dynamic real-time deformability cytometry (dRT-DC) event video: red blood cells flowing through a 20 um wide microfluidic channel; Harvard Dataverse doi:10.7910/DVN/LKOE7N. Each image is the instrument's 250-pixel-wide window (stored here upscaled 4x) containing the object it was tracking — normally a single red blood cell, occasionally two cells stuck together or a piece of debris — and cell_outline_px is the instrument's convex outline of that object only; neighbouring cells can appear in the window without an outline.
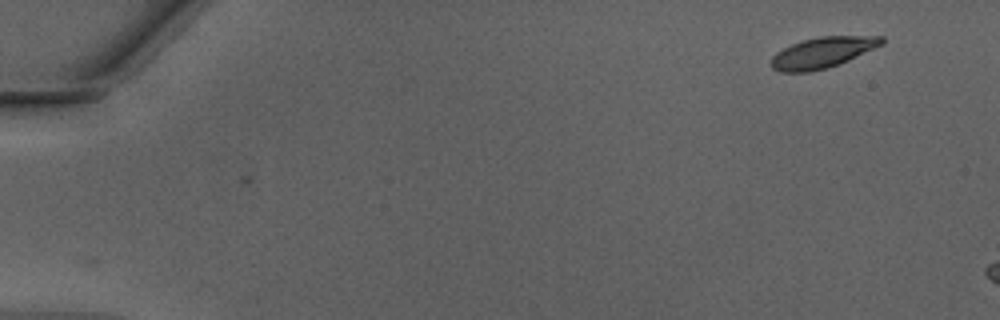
{"species": "Egyptian fruit bat (a non-hibernating species)", "species_latin": "Rousettus aegyptiacus", "temperature_condition": "warm", "stored_images_in_passage": 8, "camera_frame_rate_fps": 3000, "um_per_image_px": 0.085, "animal": {"sex": "male"}, "frame": {"image": 1, "passage_image": 1, "time_ms": 0.0, "image_size_px": [1000, 320], "cell_outline_px": [[884, 44], [848, 60], [824, 68], [808, 72], [780, 72], [772, 68], [772, 56], [776, 52], [792, 44], [804, 40], [820, 36], [884, 36]], "centroid_in_image_um": [69.92, 4.46], "position_along_channel_um": 15.1, "area_um2": 19.54}}